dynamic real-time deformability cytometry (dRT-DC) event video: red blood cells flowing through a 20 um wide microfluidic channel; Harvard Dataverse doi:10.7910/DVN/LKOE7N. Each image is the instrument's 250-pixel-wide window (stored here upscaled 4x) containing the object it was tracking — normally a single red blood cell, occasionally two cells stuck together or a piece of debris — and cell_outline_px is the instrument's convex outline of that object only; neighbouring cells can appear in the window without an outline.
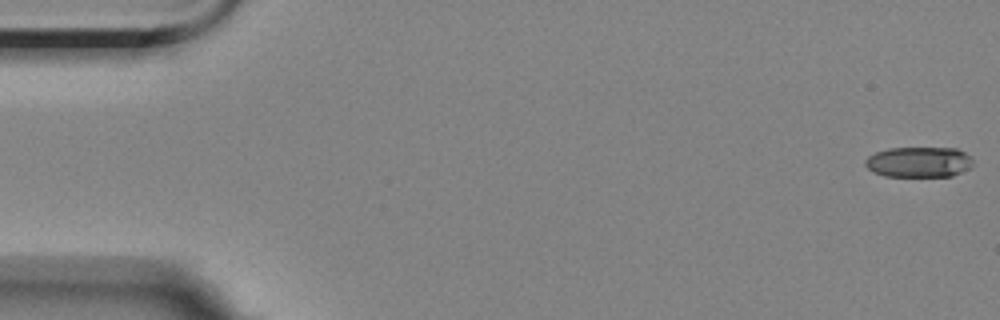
{"species": "Egyptian fruit bat (a non-hibernating species)", "species_latin": "Rousettus aegyptiacus", "temperature_condition": "room temperature", "stored_images_in_passage": 15, "camera_frame_rate_fps": 3000, "um_per_image_px": 0.085, "animal": {"sex": "female"}, "frame": {"image": 1, "passage_image": 1, "time_ms": 0.0, "image_size_px": [1000, 320], "cell_outline_px": [[972, 164], [968, 168], [952, 176], [884, 176], [872, 172], [864, 164], [864, 160], [868, 156], [876, 152], [888, 148], [956, 148], [972, 156]], "centroid_in_image_um": [78.08, 13.77], "position_along_channel_um": 6.9, "area_um2": 19.19}}
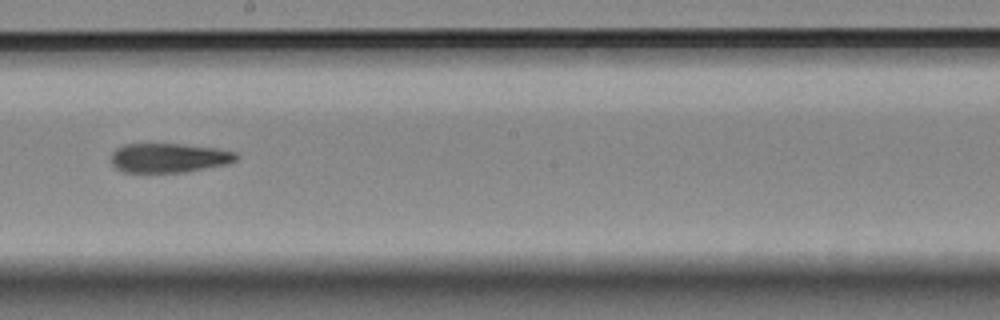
{"frame": {"image": 2, "passage_image": 9, "time_ms": 10.333, "image_size_px": [1000, 320], "cell_outline_px": [[236, 160], [228, 164], [184, 172], [124, 172], [116, 168], [112, 164], [112, 152], [116, 148], [124, 144], [180, 144], [216, 148], [236, 152]], "centroid_in_image_um": [14.34, 13.42], "position_along_channel_um": 233.9, "area_um2": 21.27}}
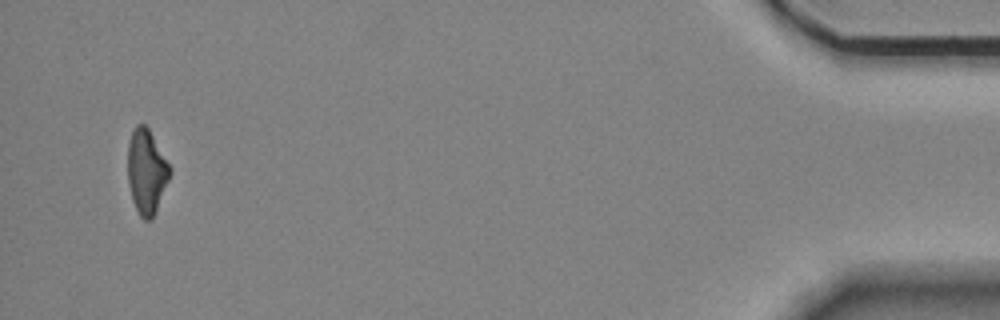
{"frame": {"image": 3, "passage_image": 15, "time_ms": 18.0, "image_size_px": [1000, 320], "cell_outline_px": [[172, 172], [156, 212], [152, 220], [144, 220], [140, 216], [132, 200], [128, 184], [128, 144], [132, 132], [136, 124], [144, 124], [148, 128], [172, 168]], "centroid_in_image_um": [12.46, 14.61], "position_along_channel_um": 422.7, "area_um2": 20.87}, "authors_computed_cell_mechanics": {"area_um2": 21.675, "velocity_mm_per_s": 3.5133, "shape_relaxation_time_tau1_ms": null, "shape_relaxation_time_tau2_ms": 7.3967, "deformation_change_tau1": null, "deformation_change_tau2": 0.1855}}